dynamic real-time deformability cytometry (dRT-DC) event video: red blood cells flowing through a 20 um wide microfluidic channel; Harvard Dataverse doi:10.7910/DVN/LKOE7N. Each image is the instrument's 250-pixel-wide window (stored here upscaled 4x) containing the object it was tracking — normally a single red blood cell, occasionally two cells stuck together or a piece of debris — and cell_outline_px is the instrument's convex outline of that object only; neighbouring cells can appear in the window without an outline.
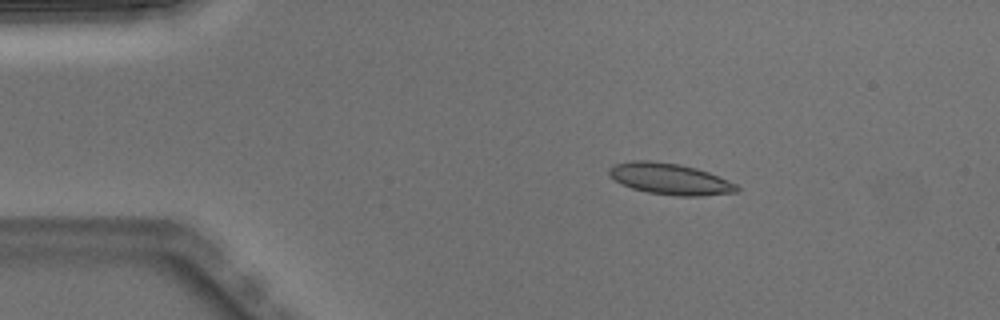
{"species": "Egyptian fruit bat (a non-hibernating species)", "species_latin": "Rousettus aegyptiacus", "temperature_condition": "warm", "stored_images_in_passage": 3, "camera_frame_rate_fps": 3000, "um_per_image_px": 0.085, "animal": {"sex": "male"}, "frame": {"image": 1, "passage_image": 2, "time_ms": 0.333, "image_size_px": [1000, 320], "cell_outline_px": [[740, 188], [736, 192], [700, 196], [676, 196], [648, 192], [632, 188], [608, 176], [608, 168], [616, 164], [632, 160], [648, 160], [680, 164], [696, 168], [708, 172], [728, 180], [736, 184]], "centroid_in_image_um": [56.94, 15.2], "position_along_channel_um": 28.1, "area_um2": 23.18}}